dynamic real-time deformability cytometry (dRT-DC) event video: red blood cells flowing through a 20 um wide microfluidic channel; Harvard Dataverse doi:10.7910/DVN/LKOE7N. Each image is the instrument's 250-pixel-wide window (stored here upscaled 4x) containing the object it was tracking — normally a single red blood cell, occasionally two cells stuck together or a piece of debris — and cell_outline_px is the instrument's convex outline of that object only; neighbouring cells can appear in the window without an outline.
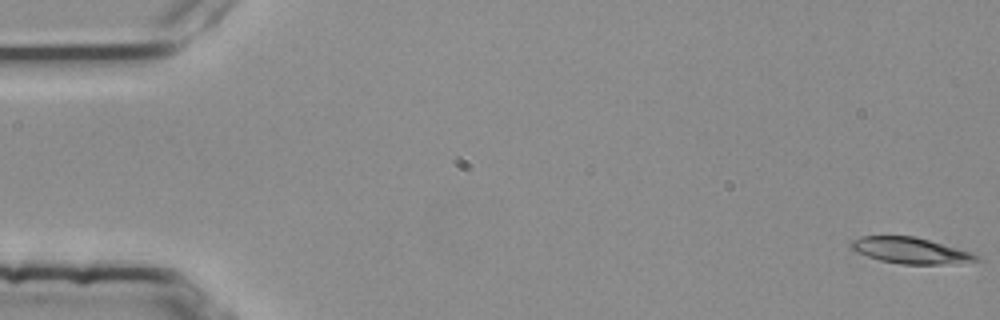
{"species": "common noctule bat (a hibernating species)", "species_latin": "Nyctalus noctula", "temperature_condition": "room temperature", "stored_images_in_passage": 4, "camera_frame_rate_fps": 3000, "um_per_image_px": 0.085, "animal": {"sex": "female", "body_mass_g": 25.1}, "frame": {"image": 1, "passage_image": 1, "time_ms": 0.0, "image_size_px": [1000, 320], "cell_outline_px": [[980, 260], [944, 264], [900, 264], [880, 260], [856, 252], [848, 244], [852, 240], [860, 236], [916, 236], [972, 252], [980, 256]], "centroid_in_image_um": [77.38, 21.28], "position_along_channel_um": 7.6, "area_um2": 19.02}}
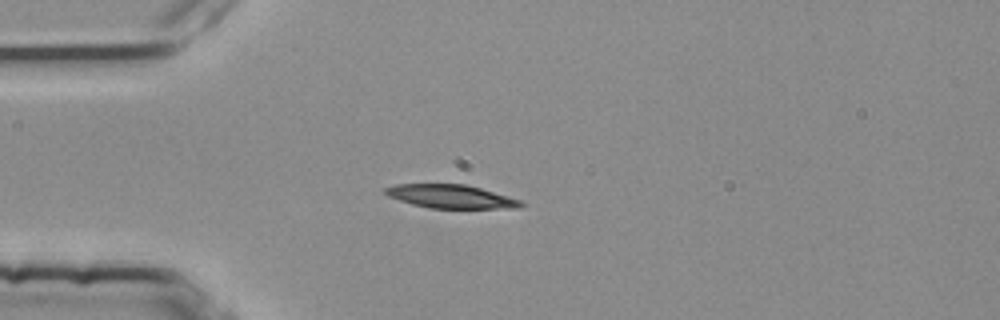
{"frame": {"image": 2, "passage_image": 4, "time_ms": 1.0, "image_size_px": [1000, 320], "cell_outline_px": [[524, 204], [520, 208], [432, 208], [412, 204], [388, 196], [384, 192], [384, 188], [396, 184], [464, 184], [480, 188], [520, 200]], "centroid_in_image_um": [38.3, 16.7], "position_along_channel_um": 46.7, "area_um2": 18.32}}